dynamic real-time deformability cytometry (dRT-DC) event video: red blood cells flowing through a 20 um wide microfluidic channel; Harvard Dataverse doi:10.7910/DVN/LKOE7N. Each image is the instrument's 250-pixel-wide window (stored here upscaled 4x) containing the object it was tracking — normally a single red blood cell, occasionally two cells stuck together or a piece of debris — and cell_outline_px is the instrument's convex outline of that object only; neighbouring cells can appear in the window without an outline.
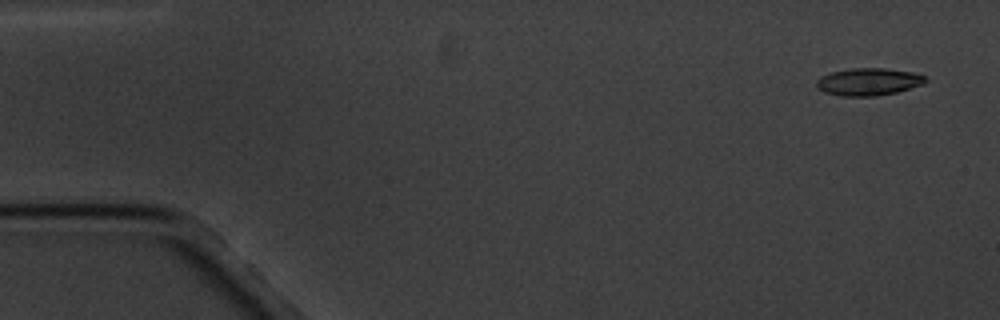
{"species": "common noctule bat (a hibernating species)", "species_latin": "Nyctalus noctula", "temperature_condition": "cold", "stored_images_in_passage": 5, "segment_of_instrument_passage": [1, 2], "camera_frame_rate_fps": 3000, "um_per_image_px": 0.085, "animal": {"sex": "male", "body_mass_g": 20.1, "forearm_length_mm": 53.5}, "frame": {"image": 1, "passage_image": 1, "time_ms": 0.0, "image_size_px": [1000, 320], "cell_outline_px": [[928, 80], [924, 84], [896, 92], [876, 96], [840, 96], [824, 92], [816, 88], [816, 80], [820, 76], [832, 72], [852, 68], [884, 68], [912, 72], [924, 76]], "centroid_in_image_um": [73.79, 6.95], "position_along_channel_um": 11.2, "area_um2": 17.46}}